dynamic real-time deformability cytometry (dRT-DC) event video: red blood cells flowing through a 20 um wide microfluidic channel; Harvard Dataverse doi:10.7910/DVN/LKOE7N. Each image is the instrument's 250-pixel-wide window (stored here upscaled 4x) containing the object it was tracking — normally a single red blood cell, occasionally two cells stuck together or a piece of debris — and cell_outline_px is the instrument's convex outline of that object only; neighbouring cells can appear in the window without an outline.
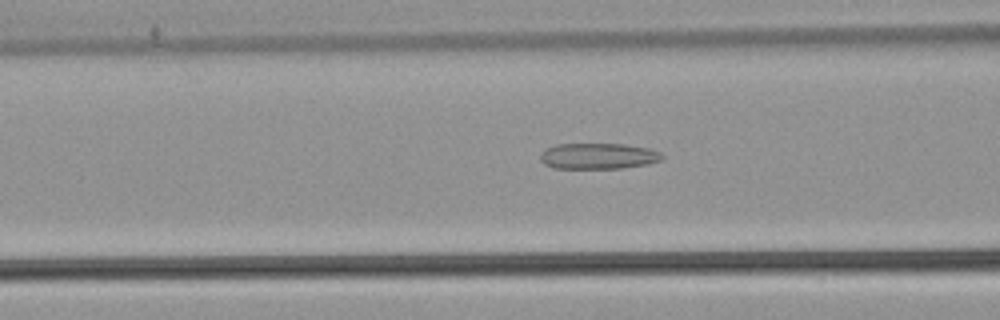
{"species": "common noctule bat (a hibernating species)", "species_latin": "Nyctalus noctula", "temperature_condition": "warm", "stored_images_in_passage": 45, "camera_frame_rate_fps": 3000, "um_per_image_px": 0.085, "animal": {"sex": "male", "body_mass_g": 21.5, "forearm_length_mm": 52.0}, "frame": {"image": 1, "passage_image": 20, "time_ms": 6.333, "image_size_px": [1000, 320], "cell_outline_px": [[664, 156], [660, 160], [648, 164], [620, 168], [552, 168], [544, 164], [540, 160], [540, 152], [544, 148], [556, 144], [624, 144], [648, 148], [660, 152]], "centroid_in_image_um": [50.8, 13.26], "position_along_channel_um": 115.8, "area_um2": 18.5}}
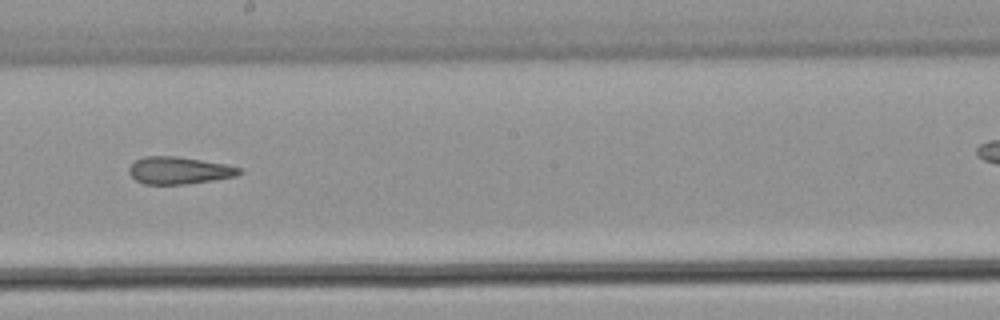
{"frame": {"image": 2, "passage_image": 29, "time_ms": 9.333, "image_size_px": [1000, 320], "cell_outline_px": [[244, 172], [236, 176], [212, 180], [184, 184], [144, 184], [136, 180], [128, 172], [128, 168], [136, 160], [144, 156], [176, 156], [228, 164], [240, 168]], "centroid_in_image_um": [15.23, 14.48], "position_along_channel_um": 233.0, "area_um2": 17.51}}
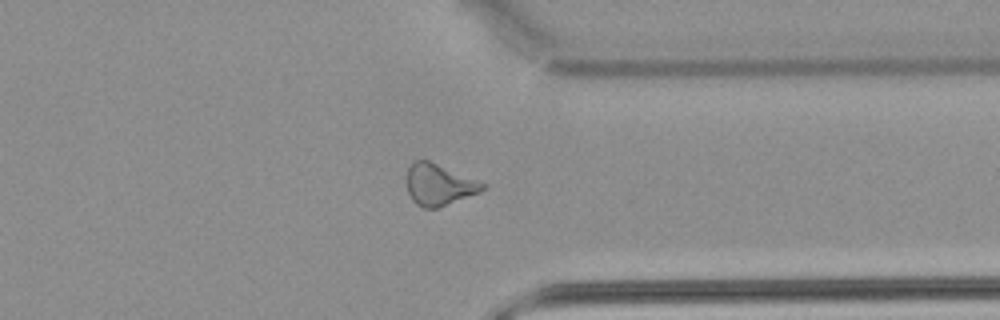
{"frame": {"image": 3, "passage_image": 40, "time_ms": 13.0, "image_size_px": [1000, 320], "cell_outline_px": [[488, 188], [480, 192], [436, 208], [420, 208], [412, 200], [408, 192], [408, 168], [416, 160], [428, 160], [488, 184]], "centroid_in_image_um": [37.35, 15.71], "position_along_channel_um": 374.1, "area_um2": 18.15}, "authors_computed_cell_mechanics": {"area_um2": 18.785, "velocity_mm_per_s": 3.9081, "shape_relaxation_time_tau1_ms": null, "shape_relaxation_time_tau2_ms": 4.5332, "deformation_change_tau1": null, "deformation_change_tau2": 0.1536}}